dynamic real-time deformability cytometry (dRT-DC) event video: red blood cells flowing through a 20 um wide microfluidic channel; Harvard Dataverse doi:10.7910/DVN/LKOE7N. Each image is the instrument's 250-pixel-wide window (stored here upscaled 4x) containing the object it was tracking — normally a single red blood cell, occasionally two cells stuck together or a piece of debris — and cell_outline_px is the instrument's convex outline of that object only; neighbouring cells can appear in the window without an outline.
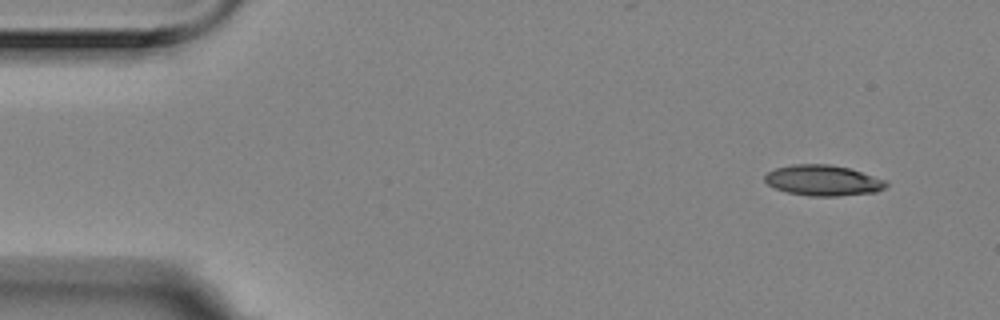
{"species": "Egyptian fruit bat (a non-hibernating species)", "species_latin": "Rousettus aegyptiacus", "temperature_condition": "room temperature", "stored_images_in_passage": 8, "camera_frame_rate_fps": 3000, "um_per_image_px": 0.085, "animal": {"sex": "female"}, "frame": {"image": 1, "passage_image": 1, "time_ms": 0.0, "image_size_px": [1000, 320], "cell_outline_px": [[888, 184], [884, 188], [876, 192], [840, 196], [808, 196], [788, 192], [776, 188], [768, 184], [764, 180], [764, 176], [768, 172], [776, 168], [792, 164], [828, 164], [848, 168], [888, 180]], "centroid_in_image_um": [69.98, 15.34], "position_along_channel_um": 15.0, "area_um2": 21.68}}
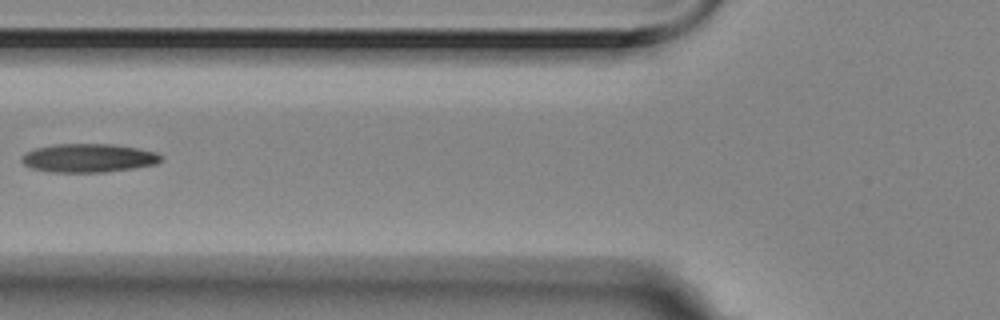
{"frame": {"image": 2, "passage_image": 5, "time_ms": 1.333, "image_size_px": [1000, 320], "cell_outline_px": [[164, 160], [156, 164], [132, 168], [104, 172], [48, 172], [32, 168], [24, 164], [20, 160], [20, 156], [24, 152], [36, 148], [56, 144], [112, 144], [136, 148], [156, 152], [164, 156]], "centroid_in_image_um": [7.51, 13.43], "position_along_channel_um": 118.3, "area_um2": 23.35}}
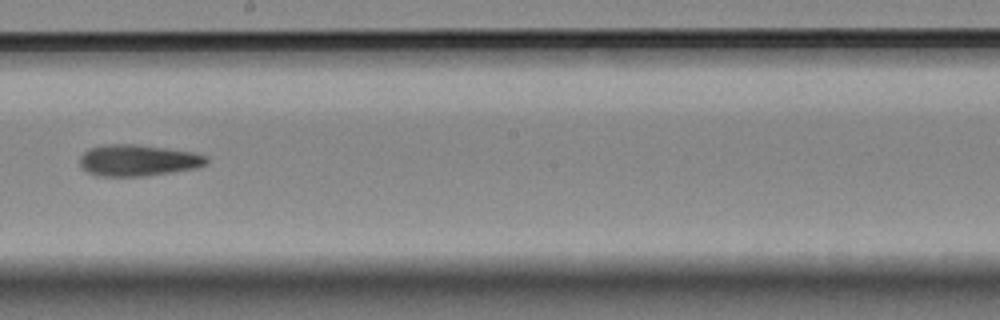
{"frame": {"image": 3, "passage_image": 8, "time_ms": 2.333, "image_size_px": [1000, 320], "cell_outline_px": [[208, 164], [196, 168], [148, 176], [100, 176], [88, 172], [80, 164], [80, 156], [88, 148], [104, 144], [136, 144], [192, 152], [208, 156]], "centroid_in_image_um": [11.74, 13.63], "position_along_channel_um": 236.5, "area_um2": 23.24}}